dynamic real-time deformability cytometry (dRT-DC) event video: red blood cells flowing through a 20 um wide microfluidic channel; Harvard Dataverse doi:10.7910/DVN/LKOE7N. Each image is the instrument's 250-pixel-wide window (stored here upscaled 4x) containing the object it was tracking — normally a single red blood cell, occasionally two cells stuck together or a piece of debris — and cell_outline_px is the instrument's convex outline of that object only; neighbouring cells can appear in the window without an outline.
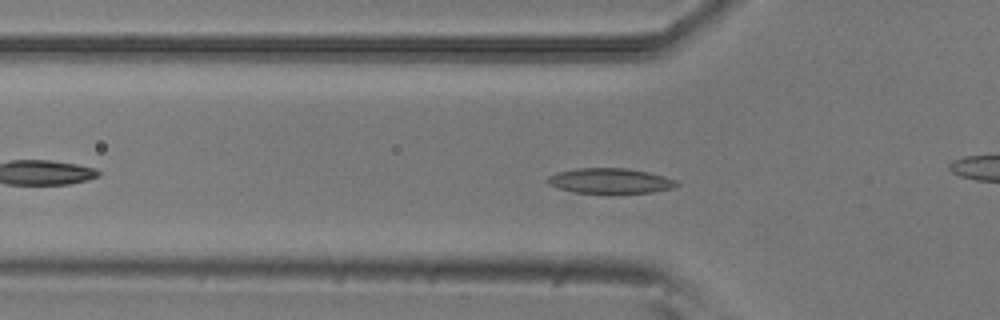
{"species": "common noctule bat (a hibernating species)", "species_latin": "Nyctalus noctula", "temperature_condition": "room temperature", "stored_images_in_passage": 37, "camera_frame_rate_fps": 3000, "um_per_image_px": 0.085, "animal": {"sex": "male", "body_mass_g": 20.5, "forearm_length_mm": 52.5}, "frame": {"image": 1, "passage_image": 6, "time_ms": 1.667, "image_size_px": [1000, 320], "cell_outline_px": [[680, 184], [672, 188], [652, 192], [572, 192], [556, 188], [548, 184], [544, 180], [548, 176], [560, 172], [576, 168], [628, 168], [648, 172], [664, 176], [676, 180]], "centroid_in_image_um": [51.83, 15.36], "position_along_channel_um": 74.0, "area_um2": 18.79}}
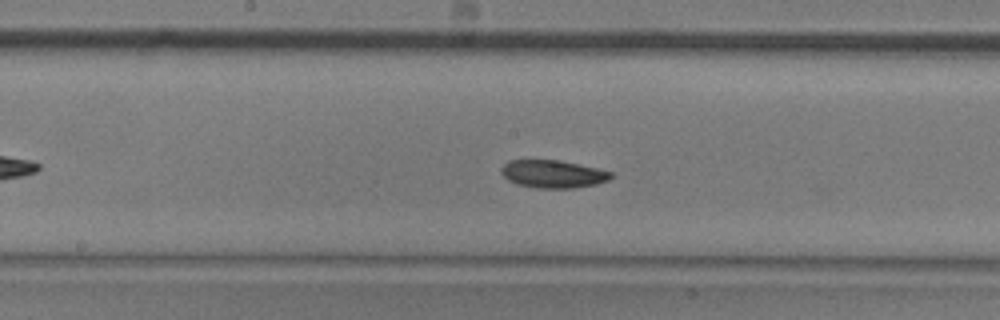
{"frame": {"image": 2, "passage_image": 16, "time_ms": 5.0, "image_size_px": [1000, 320], "cell_outline_px": [[612, 176], [608, 180], [596, 184], [572, 188], [532, 188], [516, 184], [508, 180], [500, 172], [500, 168], [508, 160], [556, 160], [596, 168], [612, 172]], "centroid_in_image_um": [46.94, 14.8], "position_along_channel_um": 201.3, "area_um2": 17.69}}
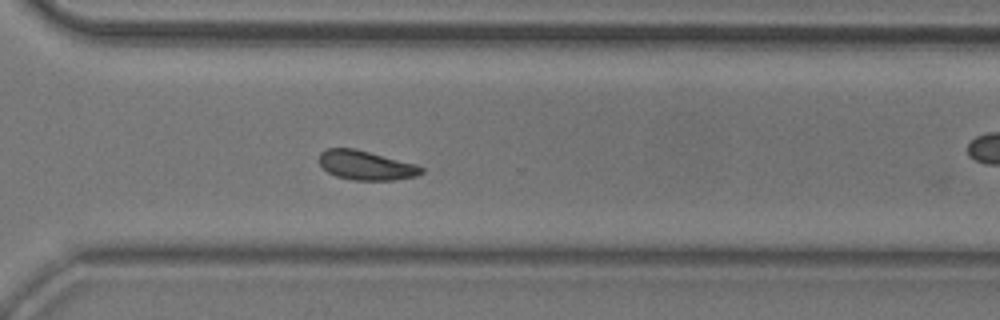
{"frame": {"image": 3, "passage_image": 27, "time_ms": 8.667, "image_size_px": [1000, 320], "cell_outline_px": [[424, 172], [416, 176], [392, 180], [352, 180], [336, 176], [328, 172], [320, 164], [320, 152], [328, 148], [356, 148], [416, 164], [424, 168]], "centroid_in_image_um": [31.12, 14.05], "position_along_channel_um": 339.5, "area_um2": 17.46}, "authors_computed_cell_mechanics": {"area_um2": 17.6868, "velocity_mm_per_s": 3.7877, "shape_relaxation_time_tau1_ms": 3.0184, "shape_relaxation_time_tau2_ms": 9.2673, "deformation_change_tau1": 0.1061, "deformation_change_tau2": 0.0978}}